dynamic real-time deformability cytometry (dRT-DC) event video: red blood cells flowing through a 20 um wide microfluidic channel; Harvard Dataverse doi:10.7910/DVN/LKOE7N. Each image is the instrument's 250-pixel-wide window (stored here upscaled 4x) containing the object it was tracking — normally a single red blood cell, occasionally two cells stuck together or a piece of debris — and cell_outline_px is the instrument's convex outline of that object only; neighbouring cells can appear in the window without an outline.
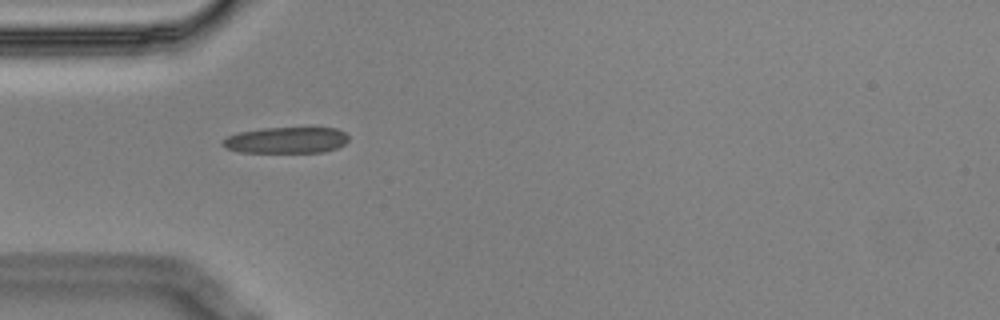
{"species": "Egyptian fruit bat (a non-hibernating species)", "species_latin": "Rousettus aegyptiacus", "temperature_condition": "cold", "stored_images_in_passage": 2, "camera_frame_rate_fps": 3000, "um_per_image_px": 0.085, "animal": {"sex": "male"}, "frame": {"image": 1, "passage_image": 1, "time_ms": 0.0, "image_size_px": [1000, 320], "cell_outline_px": [[348, 140], [344, 144], [336, 148], [324, 152], [240, 152], [224, 148], [220, 144], [220, 140], [236, 132], [264, 128], [336, 128], [344, 132], [348, 136]], "centroid_in_image_um": [24.27, 11.91], "position_along_channel_um": 60.7, "area_um2": 19.36}}
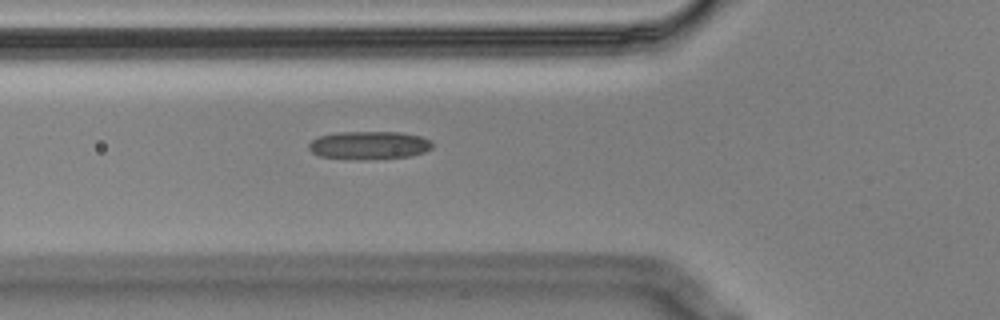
{"frame": {"image": 2, "passage_image": 2, "time_ms": 0.333, "image_size_px": [1000, 320], "cell_outline_px": [[432, 148], [424, 152], [412, 156], [360, 160], [356, 160], [320, 156], [312, 152], [308, 148], [308, 144], [312, 140], [320, 136], [336, 132], [400, 132], [420, 136], [432, 140]], "centroid_in_image_um": [31.38, 12.35], "position_along_channel_um": 94.4, "area_um2": 20.4}}